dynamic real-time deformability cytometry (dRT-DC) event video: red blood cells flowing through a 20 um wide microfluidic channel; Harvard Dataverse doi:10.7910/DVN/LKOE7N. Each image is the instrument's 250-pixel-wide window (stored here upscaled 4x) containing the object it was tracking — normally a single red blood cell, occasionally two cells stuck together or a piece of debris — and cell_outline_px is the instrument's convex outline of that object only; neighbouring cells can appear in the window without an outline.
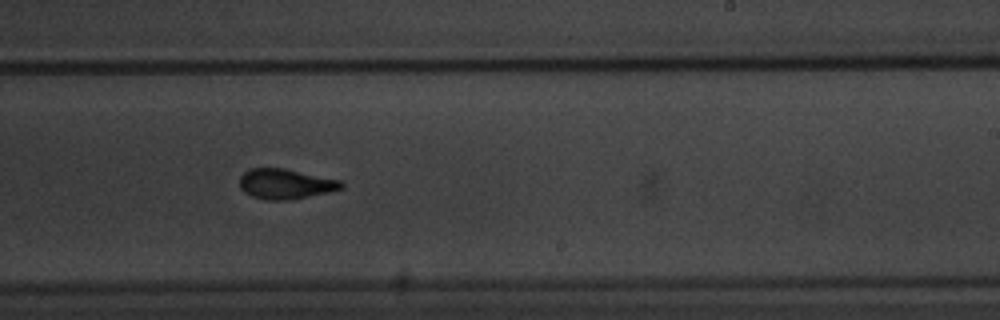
{"species": "common noctule bat (a hibernating species)", "species_latin": "Nyctalus noctula", "temperature_condition": "warm", "stored_images_in_passage": 15, "camera_frame_rate_fps": 3000, "um_per_image_px": 0.085, "animal": {"sex": "male", "body_mass_g": 20.1, "forearm_length_mm": 53.5}, "frame": {"image": 1, "passage_image": 9, "time_ms": 10.0, "image_size_px": [1000, 320], "cell_outline_px": [[344, 188], [328, 192], [292, 200], [264, 200], [252, 196], [244, 192], [240, 188], [240, 176], [248, 168], [284, 168], [340, 180], [344, 184]], "centroid_in_image_um": [24.25, 15.64], "position_along_channel_um": 264.7, "area_um2": 17.98}}
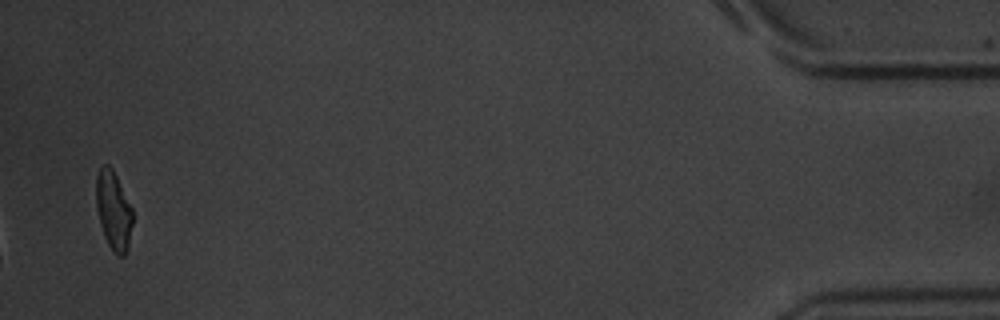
{"frame": {"image": 2, "passage_image": 15, "time_ms": 17.0, "image_size_px": [1000, 320], "cell_outline_px": [[132, 224], [128, 248], [124, 256], [116, 256], [112, 252], [104, 236], [100, 224], [96, 208], [96, 176], [100, 168], [104, 164], [108, 164], [112, 168], [132, 208]], "centroid_in_image_um": [9.63, 17.92], "position_along_channel_um": 425.6, "area_um2": 16.76}, "authors_computed_cell_mechanics": {"area_um2": 18.0336, "velocity_mm_per_s": 3.4517, "shape_relaxation_time_tau1_ms": 4.9219, "shape_relaxation_time_tau2_ms": 4.1185, "deformation_change_tau1": 0.1322, "deformation_change_tau2": 0.0758}}